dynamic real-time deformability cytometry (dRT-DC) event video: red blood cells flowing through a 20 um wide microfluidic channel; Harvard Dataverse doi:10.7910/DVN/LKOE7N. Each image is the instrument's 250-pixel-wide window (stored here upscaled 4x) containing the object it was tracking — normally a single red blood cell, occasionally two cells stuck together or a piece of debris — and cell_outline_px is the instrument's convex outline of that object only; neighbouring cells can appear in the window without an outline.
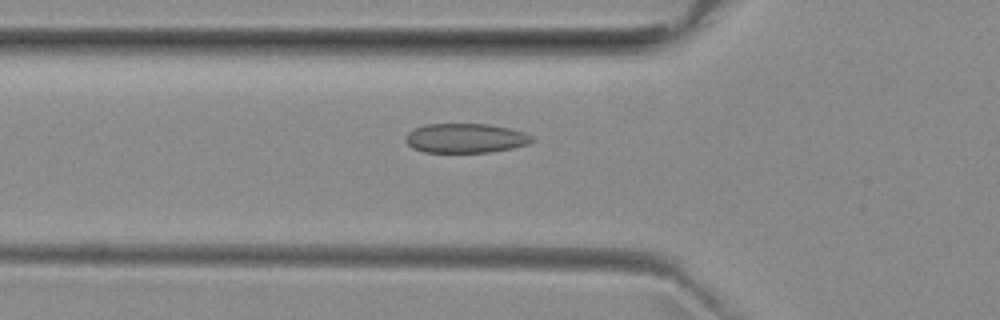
{"species": "common noctule bat (a hibernating species)", "species_latin": "Nyctalus noctula", "temperature_condition": "room temperature", "stored_images_in_passage": 44, "camera_frame_rate_fps": 3000, "um_per_image_px": 0.085, "animal": {"sex": "female", "body_mass_g": 29.2, "forearm_length_mm": 56.3}, "frame": {"image": 1, "passage_image": 10, "time_ms": 3.0, "image_size_px": [1000, 320], "cell_outline_px": [[536, 140], [528, 144], [512, 148], [492, 152], [424, 152], [412, 148], [404, 140], [404, 136], [408, 132], [424, 124], [488, 124], [508, 128], [524, 132], [532, 136]], "centroid_in_image_um": [39.56, 11.75], "position_along_channel_um": 86.2, "area_um2": 21.79}}
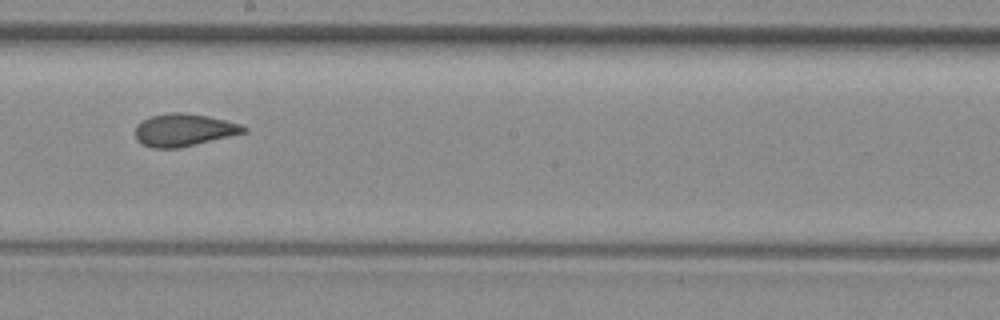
{"frame": {"image": 2, "passage_image": 21, "time_ms": 6.667, "image_size_px": [1000, 320], "cell_outline_px": [[248, 132], [180, 148], [152, 148], [136, 140], [136, 124], [152, 116], [168, 112], [184, 112], [208, 116], [240, 124], [248, 128]], "centroid_in_image_um": [15.65, 11.05], "position_along_channel_um": 232.6, "area_um2": 20.58}}
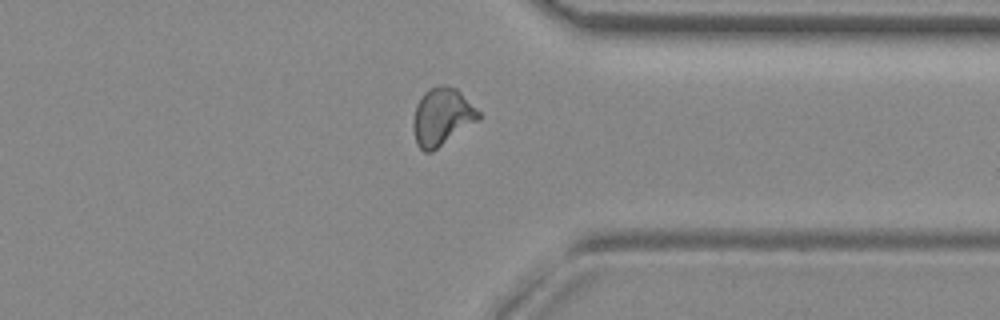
{"frame": {"image": 3, "passage_image": 32, "time_ms": 10.333, "image_size_px": [1000, 320], "cell_outline_px": [[480, 120], [432, 152], [424, 152], [416, 144], [412, 128], [412, 124], [416, 104], [424, 92], [428, 88], [440, 84], [444, 84], [456, 88], [480, 112]], "centroid_in_image_um": [37.55, 9.93], "position_along_channel_um": 373.8, "area_um2": 22.2}, "authors_computed_cell_mechanics": {"area_um2": 20.9236, "velocity_mm_per_s": 3.9783, "shape_relaxation_time_tau1_ms": null, "shape_relaxation_time_tau2_ms": 1.29, "deformation_change_tau1": null, "deformation_change_tau2": 0.0758}}